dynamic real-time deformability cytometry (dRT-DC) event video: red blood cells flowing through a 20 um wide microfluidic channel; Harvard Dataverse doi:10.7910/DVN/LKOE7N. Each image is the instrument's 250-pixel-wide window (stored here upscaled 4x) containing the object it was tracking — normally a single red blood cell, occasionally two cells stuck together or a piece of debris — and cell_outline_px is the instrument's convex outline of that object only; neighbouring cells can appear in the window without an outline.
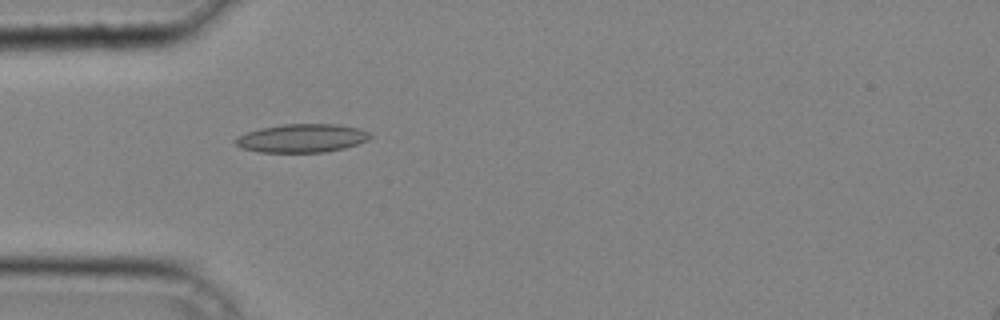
{"species": "common noctule bat (a hibernating species)", "species_latin": "Nyctalus noctula", "temperature_condition": "cold", "stored_images_in_passage": 28, "camera_frame_rate_fps": 3000, "um_per_image_px": 0.085, "animal": {"sex": "male", "body_mass_g": 20.4}, "frame": {"image": 1, "passage_image": 2, "time_ms": 0.333, "image_size_px": [1000, 320], "cell_outline_px": [[372, 136], [368, 140], [344, 148], [324, 152], [260, 152], [240, 148], [232, 140], [236, 136], [260, 128], [284, 124], [336, 124], [360, 128], [368, 132]], "centroid_in_image_um": [25.63, 11.74], "position_along_channel_um": 59.4, "area_um2": 22.37}}
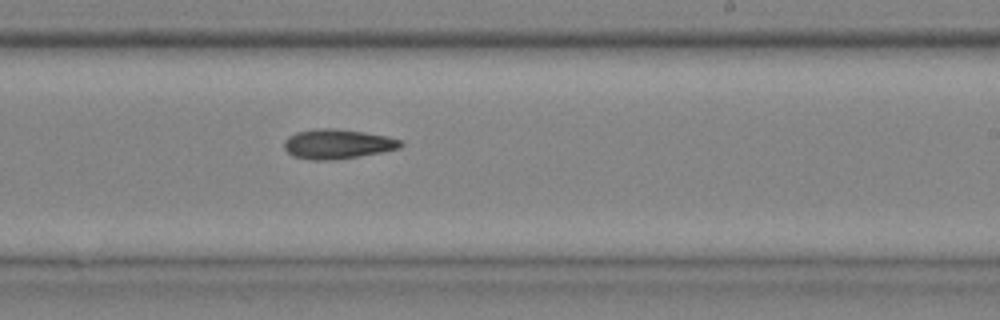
{"frame": {"image": 2, "passage_image": 15, "time_ms": 4.667, "image_size_px": [1000, 320], "cell_outline_px": [[404, 144], [400, 148], [380, 152], [336, 160], [312, 160], [292, 156], [284, 148], [284, 140], [288, 136], [296, 132], [316, 128], [336, 128], [364, 132], [388, 136], [404, 140]], "centroid_in_image_um": [28.69, 12.23], "position_along_channel_um": 260.3, "area_um2": 20.35}}
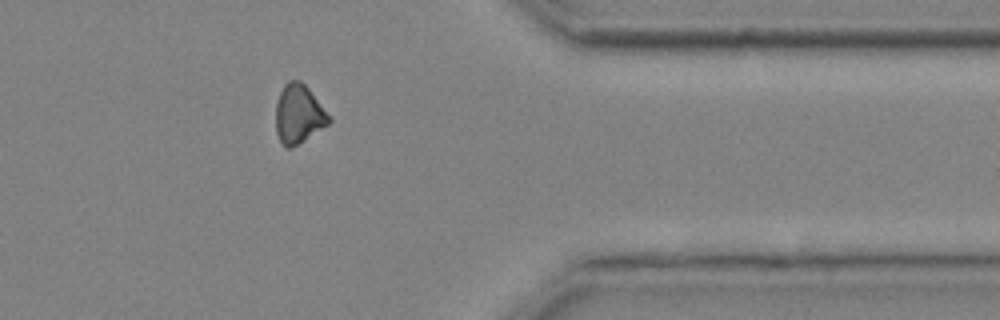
{"frame": {"image": 3, "passage_image": 24, "time_ms": 7.667, "image_size_px": [1000, 320], "cell_outline_px": [[332, 120], [328, 124], [292, 148], [284, 148], [276, 132], [276, 104], [280, 92], [284, 84], [288, 80], [300, 80], [308, 88]], "centroid_in_image_um": [25.35, 9.7], "position_along_channel_um": 386.0, "area_um2": 17.98}}